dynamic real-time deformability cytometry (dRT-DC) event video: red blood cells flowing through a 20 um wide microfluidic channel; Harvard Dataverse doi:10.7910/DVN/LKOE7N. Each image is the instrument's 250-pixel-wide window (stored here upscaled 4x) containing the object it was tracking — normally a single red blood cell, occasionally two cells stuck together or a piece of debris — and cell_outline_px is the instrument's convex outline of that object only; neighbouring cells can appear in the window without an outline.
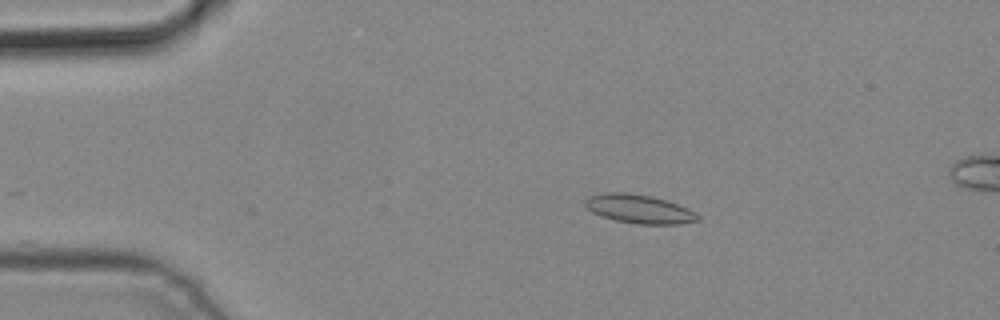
{"species": "common noctule bat (a hibernating species)", "species_latin": "Nyctalus noctula", "temperature_condition": "cold", "stored_images_in_passage": 3, "camera_frame_rate_fps": 3000, "um_per_image_px": 0.085, "animal": {"sex": "male", "body_mass_g": 19.2, "forearm_length_mm": 51.8}, "frame": {"image": 1, "passage_image": 1, "time_ms": 0.0, "image_size_px": [1000, 320], "cell_outline_px": [[700, 220], [680, 224], [636, 224], [616, 220], [600, 216], [592, 212], [584, 204], [584, 200], [588, 196], [604, 192], [624, 192], [652, 196], [688, 208], [700, 216]], "centroid_in_image_um": [54.3, 17.76], "position_along_channel_um": 30.7, "area_um2": 18.9}}